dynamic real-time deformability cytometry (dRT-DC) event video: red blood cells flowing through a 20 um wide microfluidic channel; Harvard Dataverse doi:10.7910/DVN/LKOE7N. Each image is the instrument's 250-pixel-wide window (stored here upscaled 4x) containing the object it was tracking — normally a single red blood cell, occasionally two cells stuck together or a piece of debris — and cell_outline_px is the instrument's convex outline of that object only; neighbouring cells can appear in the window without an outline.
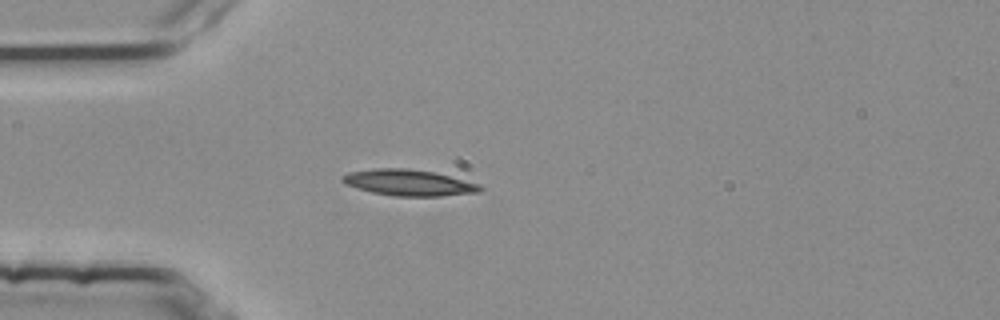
{"species": "common noctule bat (a hibernating species)", "species_latin": "Nyctalus noctula", "temperature_condition": "room temperature", "stored_images_in_passage": 18, "camera_frame_rate_fps": 3000, "um_per_image_px": 0.085, "animal": {"sex": "female", "body_mass_g": 25.1}, "frame": {"image": 1, "passage_image": 1, "time_ms": 0.0, "image_size_px": [1000, 320], "cell_outline_px": [[484, 188], [480, 192], [440, 196], [396, 196], [372, 192], [356, 188], [344, 184], [340, 180], [340, 176], [348, 172], [376, 168], [408, 168], [436, 172], [480, 184]], "centroid_in_image_um": [34.73, 15.52], "position_along_channel_um": 50.3, "area_um2": 21.21}}
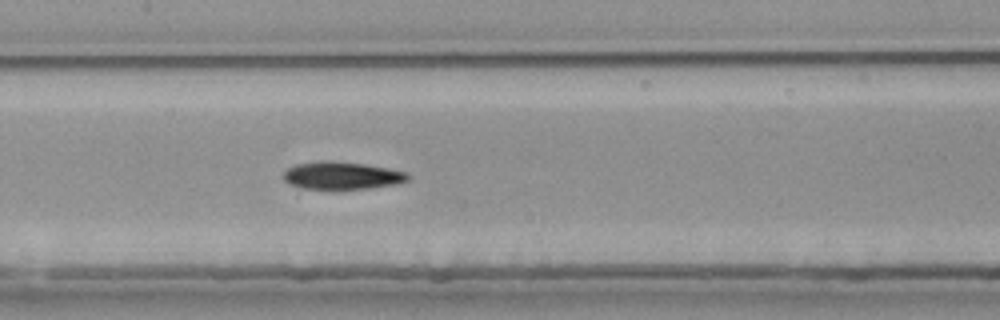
{"frame": {"image": 2, "passage_image": 12, "time_ms": 3.667, "image_size_px": [1000, 320], "cell_outline_px": [[408, 180], [400, 184], [368, 188], [304, 188], [288, 184], [284, 180], [284, 172], [288, 168], [296, 164], [316, 160], [332, 160], [364, 164], [388, 168], [408, 172]], "centroid_in_image_um": [29.07, 14.9], "position_along_channel_um": 178.3, "area_um2": 20.0}}